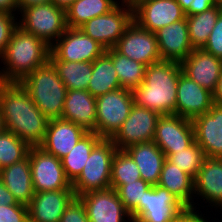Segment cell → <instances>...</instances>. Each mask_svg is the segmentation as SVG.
I'll return each mask as SVG.
<instances>
[{
	"label": "cell",
	"mask_w": 222,
	"mask_h": 222,
	"mask_svg": "<svg viewBox=\"0 0 222 222\" xmlns=\"http://www.w3.org/2000/svg\"><path fill=\"white\" fill-rule=\"evenodd\" d=\"M0 222H29L28 206L0 205Z\"/></svg>",
	"instance_id": "obj_39"
},
{
	"label": "cell",
	"mask_w": 222,
	"mask_h": 222,
	"mask_svg": "<svg viewBox=\"0 0 222 222\" xmlns=\"http://www.w3.org/2000/svg\"><path fill=\"white\" fill-rule=\"evenodd\" d=\"M51 0H18V13L22 8H26L32 5L48 4Z\"/></svg>",
	"instance_id": "obj_46"
},
{
	"label": "cell",
	"mask_w": 222,
	"mask_h": 222,
	"mask_svg": "<svg viewBox=\"0 0 222 222\" xmlns=\"http://www.w3.org/2000/svg\"><path fill=\"white\" fill-rule=\"evenodd\" d=\"M29 162L35 192L73 190L61 159L45 152L41 147H30Z\"/></svg>",
	"instance_id": "obj_8"
},
{
	"label": "cell",
	"mask_w": 222,
	"mask_h": 222,
	"mask_svg": "<svg viewBox=\"0 0 222 222\" xmlns=\"http://www.w3.org/2000/svg\"><path fill=\"white\" fill-rule=\"evenodd\" d=\"M160 116L156 111L134 104L128 118L110 139L118 150H125L141 142L153 141Z\"/></svg>",
	"instance_id": "obj_11"
},
{
	"label": "cell",
	"mask_w": 222,
	"mask_h": 222,
	"mask_svg": "<svg viewBox=\"0 0 222 222\" xmlns=\"http://www.w3.org/2000/svg\"><path fill=\"white\" fill-rule=\"evenodd\" d=\"M143 1H147V0H121V3L126 4L131 9H134Z\"/></svg>",
	"instance_id": "obj_49"
},
{
	"label": "cell",
	"mask_w": 222,
	"mask_h": 222,
	"mask_svg": "<svg viewBox=\"0 0 222 222\" xmlns=\"http://www.w3.org/2000/svg\"><path fill=\"white\" fill-rule=\"evenodd\" d=\"M29 150L27 143L13 132L5 130L0 134V170L25 159Z\"/></svg>",
	"instance_id": "obj_36"
},
{
	"label": "cell",
	"mask_w": 222,
	"mask_h": 222,
	"mask_svg": "<svg viewBox=\"0 0 222 222\" xmlns=\"http://www.w3.org/2000/svg\"><path fill=\"white\" fill-rule=\"evenodd\" d=\"M160 187L167 189L189 210H194V180L175 164L165 159L159 181Z\"/></svg>",
	"instance_id": "obj_27"
},
{
	"label": "cell",
	"mask_w": 222,
	"mask_h": 222,
	"mask_svg": "<svg viewBox=\"0 0 222 222\" xmlns=\"http://www.w3.org/2000/svg\"><path fill=\"white\" fill-rule=\"evenodd\" d=\"M75 197L74 190L35 192L28 205L29 222H60Z\"/></svg>",
	"instance_id": "obj_22"
},
{
	"label": "cell",
	"mask_w": 222,
	"mask_h": 222,
	"mask_svg": "<svg viewBox=\"0 0 222 222\" xmlns=\"http://www.w3.org/2000/svg\"><path fill=\"white\" fill-rule=\"evenodd\" d=\"M120 88L112 58L104 52L92 62V76L87 91L94 97H98Z\"/></svg>",
	"instance_id": "obj_28"
},
{
	"label": "cell",
	"mask_w": 222,
	"mask_h": 222,
	"mask_svg": "<svg viewBox=\"0 0 222 222\" xmlns=\"http://www.w3.org/2000/svg\"><path fill=\"white\" fill-rule=\"evenodd\" d=\"M193 2V0H177V3L181 6L182 10L186 13L189 8L190 4Z\"/></svg>",
	"instance_id": "obj_50"
},
{
	"label": "cell",
	"mask_w": 222,
	"mask_h": 222,
	"mask_svg": "<svg viewBox=\"0 0 222 222\" xmlns=\"http://www.w3.org/2000/svg\"><path fill=\"white\" fill-rule=\"evenodd\" d=\"M221 13L222 5L217 4L201 13L186 16L189 40L194 49L202 48L206 44Z\"/></svg>",
	"instance_id": "obj_32"
},
{
	"label": "cell",
	"mask_w": 222,
	"mask_h": 222,
	"mask_svg": "<svg viewBox=\"0 0 222 222\" xmlns=\"http://www.w3.org/2000/svg\"><path fill=\"white\" fill-rule=\"evenodd\" d=\"M18 17V26L44 40L50 47L68 28L66 11L53 3L22 8Z\"/></svg>",
	"instance_id": "obj_6"
},
{
	"label": "cell",
	"mask_w": 222,
	"mask_h": 222,
	"mask_svg": "<svg viewBox=\"0 0 222 222\" xmlns=\"http://www.w3.org/2000/svg\"><path fill=\"white\" fill-rule=\"evenodd\" d=\"M19 83L44 116L49 120L62 118L68 89L50 61L35 69Z\"/></svg>",
	"instance_id": "obj_4"
},
{
	"label": "cell",
	"mask_w": 222,
	"mask_h": 222,
	"mask_svg": "<svg viewBox=\"0 0 222 222\" xmlns=\"http://www.w3.org/2000/svg\"><path fill=\"white\" fill-rule=\"evenodd\" d=\"M204 213L202 212H198V211H193V210H188L187 212H185L184 214H182L180 217H178L177 219H175L173 222H217L215 220H219L218 218L214 219L213 215H211V213L209 214V212H205L203 210ZM206 213V214H205ZM208 213V214H207ZM206 215V216H204ZM208 215V216H207ZM210 216V217H209ZM212 216V217H211ZM208 218V219H207ZM212 218V219H211ZM211 219V220H210ZM214 219V220H213ZM220 222V220L218 221Z\"/></svg>",
	"instance_id": "obj_42"
},
{
	"label": "cell",
	"mask_w": 222,
	"mask_h": 222,
	"mask_svg": "<svg viewBox=\"0 0 222 222\" xmlns=\"http://www.w3.org/2000/svg\"><path fill=\"white\" fill-rule=\"evenodd\" d=\"M77 0H51V3L66 11Z\"/></svg>",
	"instance_id": "obj_48"
},
{
	"label": "cell",
	"mask_w": 222,
	"mask_h": 222,
	"mask_svg": "<svg viewBox=\"0 0 222 222\" xmlns=\"http://www.w3.org/2000/svg\"><path fill=\"white\" fill-rule=\"evenodd\" d=\"M90 222H133L115 189L91 191L79 196Z\"/></svg>",
	"instance_id": "obj_16"
},
{
	"label": "cell",
	"mask_w": 222,
	"mask_h": 222,
	"mask_svg": "<svg viewBox=\"0 0 222 222\" xmlns=\"http://www.w3.org/2000/svg\"><path fill=\"white\" fill-rule=\"evenodd\" d=\"M62 119L72 121L87 132L96 125V97L87 90H68L64 101Z\"/></svg>",
	"instance_id": "obj_24"
},
{
	"label": "cell",
	"mask_w": 222,
	"mask_h": 222,
	"mask_svg": "<svg viewBox=\"0 0 222 222\" xmlns=\"http://www.w3.org/2000/svg\"><path fill=\"white\" fill-rule=\"evenodd\" d=\"M180 65L183 74L210 92H215L222 72V59L196 48Z\"/></svg>",
	"instance_id": "obj_18"
},
{
	"label": "cell",
	"mask_w": 222,
	"mask_h": 222,
	"mask_svg": "<svg viewBox=\"0 0 222 222\" xmlns=\"http://www.w3.org/2000/svg\"><path fill=\"white\" fill-rule=\"evenodd\" d=\"M105 48L79 28H67L64 34L50 47L49 60L93 62Z\"/></svg>",
	"instance_id": "obj_12"
},
{
	"label": "cell",
	"mask_w": 222,
	"mask_h": 222,
	"mask_svg": "<svg viewBox=\"0 0 222 222\" xmlns=\"http://www.w3.org/2000/svg\"><path fill=\"white\" fill-rule=\"evenodd\" d=\"M162 60L181 63L194 50L186 17L154 32Z\"/></svg>",
	"instance_id": "obj_21"
},
{
	"label": "cell",
	"mask_w": 222,
	"mask_h": 222,
	"mask_svg": "<svg viewBox=\"0 0 222 222\" xmlns=\"http://www.w3.org/2000/svg\"><path fill=\"white\" fill-rule=\"evenodd\" d=\"M138 179H141V175L134 160L124 150H117L112 160L111 188L116 190Z\"/></svg>",
	"instance_id": "obj_34"
},
{
	"label": "cell",
	"mask_w": 222,
	"mask_h": 222,
	"mask_svg": "<svg viewBox=\"0 0 222 222\" xmlns=\"http://www.w3.org/2000/svg\"><path fill=\"white\" fill-rule=\"evenodd\" d=\"M0 12L18 15V0H0Z\"/></svg>",
	"instance_id": "obj_45"
},
{
	"label": "cell",
	"mask_w": 222,
	"mask_h": 222,
	"mask_svg": "<svg viewBox=\"0 0 222 222\" xmlns=\"http://www.w3.org/2000/svg\"><path fill=\"white\" fill-rule=\"evenodd\" d=\"M0 179L17 203L28 206L35 194L29 156L0 170Z\"/></svg>",
	"instance_id": "obj_26"
},
{
	"label": "cell",
	"mask_w": 222,
	"mask_h": 222,
	"mask_svg": "<svg viewBox=\"0 0 222 222\" xmlns=\"http://www.w3.org/2000/svg\"><path fill=\"white\" fill-rule=\"evenodd\" d=\"M132 21L133 9L119 2L110 12L92 18L79 29L105 49H109L115 47Z\"/></svg>",
	"instance_id": "obj_9"
},
{
	"label": "cell",
	"mask_w": 222,
	"mask_h": 222,
	"mask_svg": "<svg viewBox=\"0 0 222 222\" xmlns=\"http://www.w3.org/2000/svg\"><path fill=\"white\" fill-rule=\"evenodd\" d=\"M151 185L143 179L119 186L116 192L126 210L130 213L132 220L144 209V198L146 191Z\"/></svg>",
	"instance_id": "obj_35"
},
{
	"label": "cell",
	"mask_w": 222,
	"mask_h": 222,
	"mask_svg": "<svg viewBox=\"0 0 222 222\" xmlns=\"http://www.w3.org/2000/svg\"><path fill=\"white\" fill-rule=\"evenodd\" d=\"M134 105L133 91L116 89L96 97L95 133L110 139L128 118Z\"/></svg>",
	"instance_id": "obj_7"
},
{
	"label": "cell",
	"mask_w": 222,
	"mask_h": 222,
	"mask_svg": "<svg viewBox=\"0 0 222 222\" xmlns=\"http://www.w3.org/2000/svg\"><path fill=\"white\" fill-rule=\"evenodd\" d=\"M189 209L167 189L151 186L144 198V209L133 222H173Z\"/></svg>",
	"instance_id": "obj_15"
},
{
	"label": "cell",
	"mask_w": 222,
	"mask_h": 222,
	"mask_svg": "<svg viewBox=\"0 0 222 222\" xmlns=\"http://www.w3.org/2000/svg\"><path fill=\"white\" fill-rule=\"evenodd\" d=\"M19 204L14 198V195L6 188L0 179V205H14Z\"/></svg>",
	"instance_id": "obj_44"
},
{
	"label": "cell",
	"mask_w": 222,
	"mask_h": 222,
	"mask_svg": "<svg viewBox=\"0 0 222 222\" xmlns=\"http://www.w3.org/2000/svg\"><path fill=\"white\" fill-rule=\"evenodd\" d=\"M117 150L113 141L105 138L92 149L82 172L72 182L76 197L111 188L112 160Z\"/></svg>",
	"instance_id": "obj_5"
},
{
	"label": "cell",
	"mask_w": 222,
	"mask_h": 222,
	"mask_svg": "<svg viewBox=\"0 0 222 222\" xmlns=\"http://www.w3.org/2000/svg\"><path fill=\"white\" fill-rule=\"evenodd\" d=\"M102 139L103 138L95 132H87L79 139L74 148L66 156L61 158V164L71 183L80 175L92 149Z\"/></svg>",
	"instance_id": "obj_29"
},
{
	"label": "cell",
	"mask_w": 222,
	"mask_h": 222,
	"mask_svg": "<svg viewBox=\"0 0 222 222\" xmlns=\"http://www.w3.org/2000/svg\"><path fill=\"white\" fill-rule=\"evenodd\" d=\"M118 0H77L66 10L68 28H79L94 17L110 12Z\"/></svg>",
	"instance_id": "obj_30"
},
{
	"label": "cell",
	"mask_w": 222,
	"mask_h": 222,
	"mask_svg": "<svg viewBox=\"0 0 222 222\" xmlns=\"http://www.w3.org/2000/svg\"><path fill=\"white\" fill-rule=\"evenodd\" d=\"M139 168L141 179L151 186L157 185L166 159L162 150L153 142H141L124 150Z\"/></svg>",
	"instance_id": "obj_25"
},
{
	"label": "cell",
	"mask_w": 222,
	"mask_h": 222,
	"mask_svg": "<svg viewBox=\"0 0 222 222\" xmlns=\"http://www.w3.org/2000/svg\"><path fill=\"white\" fill-rule=\"evenodd\" d=\"M217 4H221L222 5V0H214Z\"/></svg>",
	"instance_id": "obj_52"
},
{
	"label": "cell",
	"mask_w": 222,
	"mask_h": 222,
	"mask_svg": "<svg viewBox=\"0 0 222 222\" xmlns=\"http://www.w3.org/2000/svg\"><path fill=\"white\" fill-rule=\"evenodd\" d=\"M195 142L206 157L222 158V105L214 103L211 109L192 120Z\"/></svg>",
	"instance_id": "obj_20"
},
{
	"label": "cell",
	"mask_w": 222,
	"mask_h": 222,
	"mask_svg": "<svg viewBox=\"0 0 222 222\" xmlns=\"http://www.w3.org/2000/svg\"><path fill=\"white\" fill-rule=\"evenodd\" d=\"M60 222H90L85 205L79 197H75L67 206Z\"/></svg>",
	"instance_id": "obj_40"
},
{
	"label": "cell",
	"mask_w": 222,
	"mask_h": 222,
	"mask_svg": "<svg viewBox=\"0 0 222 222\" xmlns=\"http://www.w3.org/2000/svg\"><path fill=\"white\" fill-rule=\"evenodd\" d=\"M185 17L177 0H147L133 9V20L151 32Z\"/></svg>",
	"instance_id": "obj_17"
},
{
	"label": "cell",
	"mask_w": 222,
	"mask_h": 222,
	"mask_svg": "<svg viewBox=\"0 0 222 222\" xmlns=\"http://www.w3.org/2000/svg\"><path fill=\"white\" fill-rule=\"evenodd\" d=\"M50 46L34 34L17 26L5 52L0 56L1 82H20L49 61ZM2 66V67H1Z\"/></svg>",
	"instance_id": "obj_3"
},
{
	"label": "cell",
	"mask_w": 222,
	"mask_h": 222,
	"mask_svg": "<svg viewBox=\"0 0 222 222\" xmlns=\"http://www.w3.org/2000/svg\"><path fill=\"white\" fill-rule=\"evenodd\" d=\"M195 141L192 121L179 115L158 118L153 142L165 155L188 148Z\"/></svg>",
	"instance_id": "obj_14"
},
{
	"label": "cell",
	"mask_w": 222,
	"mask_h": 222,
	"mask_svg": "<svg viewBox=\"0 0 222 222\" xmlns=\"http://www.w3.org/2000/svg\"><path fill=\"white\" fill-rule=\"evenodd\" d=\"M214 104L213 93L181 73L177 83L176 115L193 120Z\"/></svg>",
	"instance_id": "obj_19"
},
{
	"label": "cell",
	"mask_w": 222,
	"mask_h": 222,
	"mask_svg": "<svg viewBox=\"0 0 222 222\" xmlns=\"http://www.w3.org/2000/svg\"><path fill=\"white\" fill-rule=\"evenodd\" d=\"M105 52L112 58L121 88L133 91L144 81L146 65L122 55L115 48Z\"/></svg>",
	"instance_id": "obj_31"
},
{
	"label": "cell",
	"mask_w": 222,
	"mask_h": 222,
	"mask_svg": "<svg viewBox=\"0 0 222 222\" xmlns=\"http://www.w3.org/2000/svg\"><path fill=\"white\" fill-rule=\"evenodd\" d=\"M217 5L214 0H193L185 16L195 15Z\"/></svg>",
	"instance_id": "obj_43"
},
{
	"label": "cell",
	"mask_w": 222,
	"mask_h": 222,
	"mask_svg": "<svg viewBox=\"0 0 222 222\" xmlns=\"http://www.w3.org/2000/svg\"><path fill=\"white\" fill-rule=\"evenodd\" d=\"M193 180L194 201H197L194 202L193 211L201 212L200 208L203 209L206 206L205 212L210 213L214 208L213 210L220 214L222 211V158L206 157ZM203 203L208 205L204 206ZM208 207L211 208L210 211Z\"/></svg>",
	"instance_id": "obj_10"
},
{
	"label": "cell",
	"mask_w": 222,
	"mask_h": 222,
	"mask_svg": "<svg viewBox=\"0 0 222 222\" xmlns=\"http://www.w3.org/2000/svg\"><path fill=\"white\" fill-rule=\"evenodd\" d=\"M18 26V15L0 12V56L5 52L14 29Z\"/></svg>",
	"instance_id": "obj_38"
},
{
	"label": "cell",
	"mask_w": 222,
	"mask_h": 222,
	"mask_svg": "<svg viewBox=\"0 0 222 222\" xmlns=\"http://www.w3.org/2000/svg\"><path fill=\"white\" fill-rule=\"evenodd\" d=\"M215 57L222 59V13L219 15L206 44L202 47Z\"/></svg>",
	"instance_id": "obj_41"
},
{
	"label": "cell",
	"mask_w": 222,
	"mask_h": 222,
	"mask_svg": "<svg viewBox=\"0 0 222 222\" xmlns=\"http://www.w3.org/2000/svg\"><path fill=\"white\" fill-rule=\"evenodd\" d=\"M87 131L62 118L51 119L46 130L42 144L39 146L45 152L61 159L66 156L83 137Z\"/></svg>",
	"instance_id": "obj_23"
},
{
	"label": "cell",
	"mask_w": 222,
	"mask_h": 222,
	"mask_svg": "<svg viewBox=\"0 0 222 222\" xmlns=\"http://www.w3.org/2000/svg\"><path fill=\"white\" fill-rule=\"evenodd\" d=\"M165 156L169 162L175 164L193 179L196 177L206 158L205 153L195 141L188 148Z\"/></svg>",
	"instance_id": "obj_37"
},
{
	"label": "cell",
	"mask_w": 222,
	"mask_h": 222,
	"mask_svg": "<svg viewBox=\"0 0 222 222\" xmlns=\"http://www.w3.org/2000/svg\"><path fill=\"white\" fill-rule=\"evenodd\" d=\"M181 73L178 62L161 60L148 65L144 81L133 90L134 104L160 115H176L177 83Z\"/></svg>",
	"instance_id": "obj_2"
},
{
	"label": "cell",
	"mask_w": 222,
	"mask_h": 222,
	"mask_svg": "<svg viewBox=\"0 0 222 222\" xmlns=\"http://www.w3.org/2000/svg\"><path fill=\"white\" fill-rule=\"evenodd\" d=\"M49 61L68 90H87L92 76V62Z\"/></svg>",
	"instance_id": "obj_33"
},
{
	"label": "cell",
	"mask_w": 222,
	"mask_h": 222,
	"mask_svg": "<svg viewBox=\"0 0 222 222\" xmlns=\"http://www.w3.org/2000/svg\"><path fill=\"white\" fill-rule=\"evenodd\" d=\"M119 53L146 66L161 61L154 32L132 21L114 47Z\"/></svg>",
	"instance_id": "obj_13"
},
{
	"label": "cell",
	"mask_w": 222,
	"mask_h": 222,
	"mask_svg": "<svg viewBox=\"0 0 222 222\" xmlns=\"http://www.w3.org/2000/svg\"><path fill=\"white\" fill-rule=\"evenodd\" d=\"M5 124H4V119L2 116V112L0 110V134L3 133L5 131Z\"/></svg>",
	"instance_id": "obj_51"
},
{
	"label": "cell",
	"mask_w": 222,
	"mask_h": 222,
	"mask_svg": "<svg viewBox=\"0 0 222 222\" xmlns=\"http://www.w3.org/2000/svg\"><path fill=\"white\" fill-rule=\"evenodd\" d=\"M0 110L6 130L13 132L30 147L42 144L49 119L37 108L19 82L0 83Z\"/></svg>",
	"instance_id": "obj_1"
},
{
	"label": "cell",
	"mask_w": 222,
	"mask_h": 222,
	"mask_svg": "<svg viewBox=\"0 0 222 222\" xmlns=\"http://www.w3.org/2000/svg\"><path fill=\"white\" fill-rule=\"evenodd\" d=\"M213 100H214V103L222 105V72L218 80L217 88L215 92L213 93Z\"/></svg>",
	"instance_id": "obj_47"
}]
</instances>
